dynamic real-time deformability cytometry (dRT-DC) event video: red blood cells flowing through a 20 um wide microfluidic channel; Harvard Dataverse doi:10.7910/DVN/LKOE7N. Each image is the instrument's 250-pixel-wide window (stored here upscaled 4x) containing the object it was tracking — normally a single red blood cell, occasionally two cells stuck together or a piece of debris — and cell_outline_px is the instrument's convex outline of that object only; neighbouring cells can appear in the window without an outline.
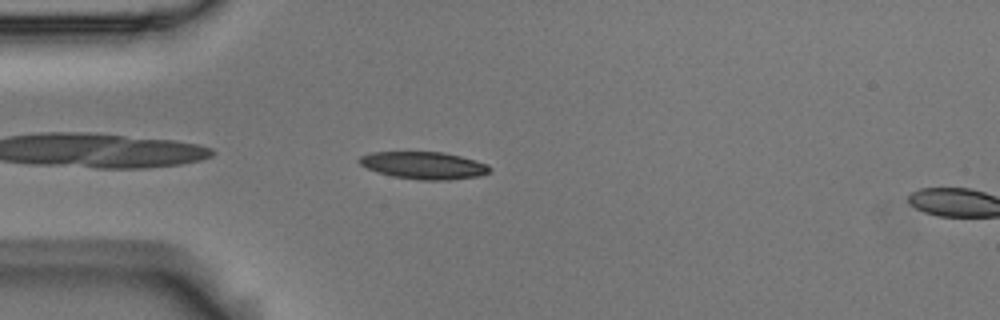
{"species": "Egyptian fruit bat (a non-hibernating species)", "species_latin": "Rousettus aegyptiacus", "temperature_condition": "room temperature", "stored_images_in_passage": 5, "camera_frame_rate_fps": 3000, "um_per_image_px": 0.085, "animal": {"sex": "male"}, "frame": {"image": 1, "passage_image": 3, "time_ms": 0.667, "image_size_px": [1000, 320], "cell_outline_px": [[492, 168], [488, 172], [480, 176], [448, 180], [420, 180], [392, 176], [368, 168], [360, 164], [356, 160], [360, 156], [372, 152], [444, 152], [476, 160], [488, 164]], "centroid_in_image_um": [36.05, 14.05], "position_along_channel_um": 49.0, "area_um2": 20.75}}